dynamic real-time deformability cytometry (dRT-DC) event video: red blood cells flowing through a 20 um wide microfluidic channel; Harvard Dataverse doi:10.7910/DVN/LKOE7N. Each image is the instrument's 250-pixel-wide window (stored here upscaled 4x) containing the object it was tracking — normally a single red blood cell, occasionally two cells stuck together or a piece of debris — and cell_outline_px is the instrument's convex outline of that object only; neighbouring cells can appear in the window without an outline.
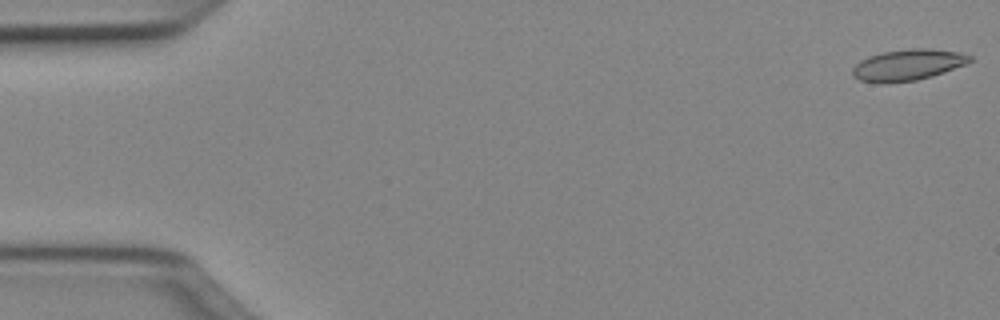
{"species": "Egyptian fruit bat (a non-hibernating species)", "species_latin": "Rousettus aegyptiacus", "temperature_condition": "cold", "stored_images_in_passage": 50, "camera_frame_rate_fps": 3000, "um_per_image_px": 0.085, "animal": {"sex": "female"}, "frame": {"image": 1, "passage_image": 1, "time_ms": 0.0, "image_size_px": [1000, 320], "cell_outline_px": [[972, 60], [964, 64], [944, 72], [932, 76], [916, 80], [884, 84], [880, 84], [860, 80], [852, 76], [852, 68], [860, 60], [868, 56], [880, 52], [908, 48], [928, 48], [960, 52], [972, 56]], "centroid_in_image_um": [77.11, 5.51], "position_along_channel_um": 7.9, "area_um2": 21.56}}
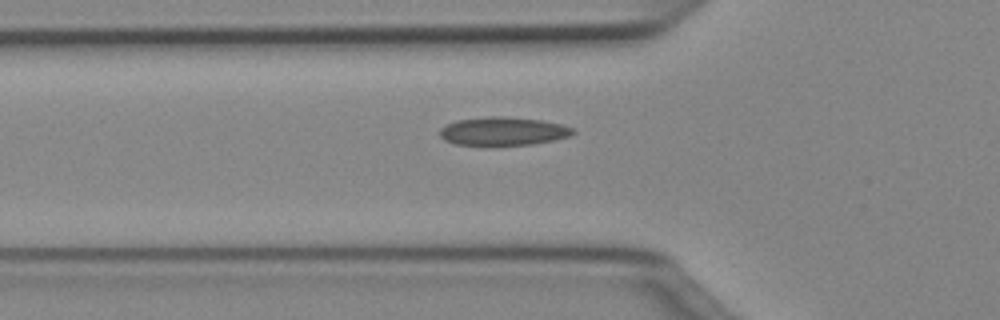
{"frame": {"image": 2, "passage_image": 17, "time_ms": 5.333, "image_size_px": [1000, 320], "cell_outline_px": [[576, 132], [568, 136], [552, 140], [532, 144], [496, 148], [456, 144], [444, 140], [440, 136], [440, 128], [456, 120], [488, 116], [500, 116], [540, 120], [560, 124], [572, 128]], "centroid_in_image_um": [42.7, 11.19], "position_along_channel_um": 83.1, "area_um2": 22.6}}
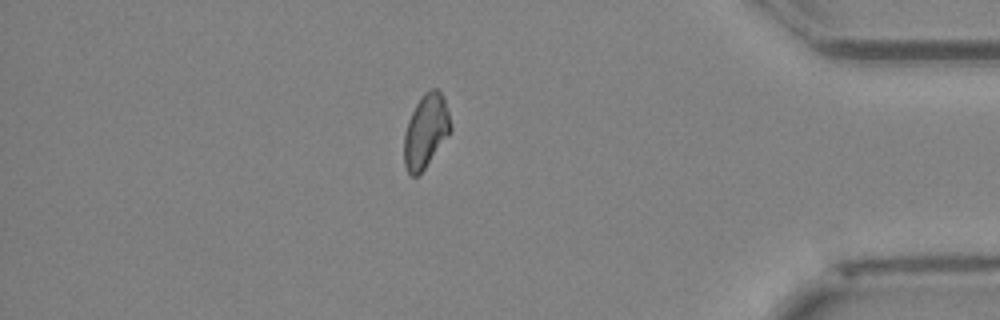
{"frame": {"image": 3, "passage_image": 43, "time_ms": 14.0, "image_size_px": [1000, 320], "cell_outline_px": [[452, 132], [424, 168], [416, 176], [412, 176], [408, 172], [404, 164], [404, 132], [408, 120], [420, 96], [424, 92], [432, 88], [436, 88], [444, 96], [452, 128]], "centroid_in_image_um": [36.2, 11.11], "position_along_channel_um": 399.0, "area_um2": 20.0}, "authors_computed_cell_mechanics": {"area_um2": 20.9525, "velocity_mm_per_s": 4.0463, "shape_relaxation_time_tau1_ms": null, "shape_relaxation_time_tau2_ms": 3.929, "deformation_change_tau1": null, "deformation_change_tau2": 0.1061}}